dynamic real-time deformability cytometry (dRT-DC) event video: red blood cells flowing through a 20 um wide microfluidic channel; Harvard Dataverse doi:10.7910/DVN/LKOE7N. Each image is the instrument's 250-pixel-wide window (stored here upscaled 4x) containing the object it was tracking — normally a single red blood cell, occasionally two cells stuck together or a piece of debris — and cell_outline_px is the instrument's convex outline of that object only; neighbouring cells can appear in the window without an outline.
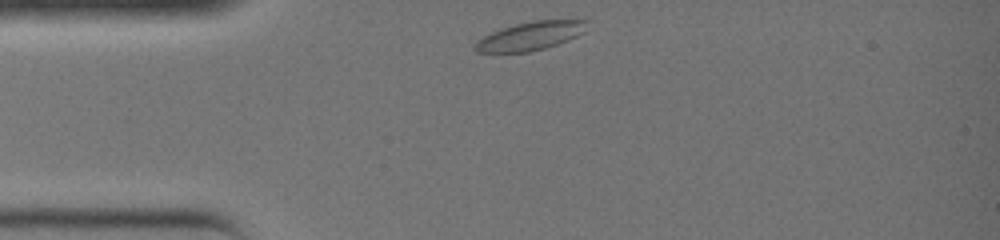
{"species": "common noctule bat (a hibernating species)", "species_latin": "Nyctalus noctula", "temperature_condition": "warm", "stored_images_in_passage": 24, "camera_frame_rate_fps": 3000, "um_per_image_px": 0.085, "animal": {"sex": "female", "body_mass_g": 19.0, "forearm_length_mm": 51.5}, "frame": {"image": 1, "passage_image": 1, "time_ms": 0.0, "image_size_px": [1000, 240], "cell_outline_px": [[592, 20], [584, 32], [568, 40], [544, 48], [528, 52], [476, 52], [472, 48], [476, 40], [492, 32], [516, 24], [532, 20]], "centroid_in_image_um": [45.1, 3.05], "position_along_channel_um": 39.9, "area_um2": 18.55}}
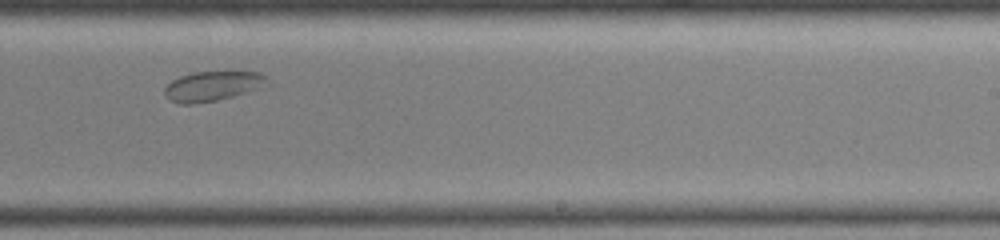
{"frame": {"image": 2, "passage_image": 16, "time_ms": 5.0, "image_size_px": [1000, 240], "cell_outline_px": [[272, 84], [268, 88], [216, 100], [196, 104], [180, 104], [168, 100], [164, 96], [164, 88], [172, 80], [180, 76], [192, 72], [256, 72], [264, 76]], "centroid_in_image_um": [18.11, 7.34], "position_along_channel_um": 270.9, "area_um2": 18.26}}
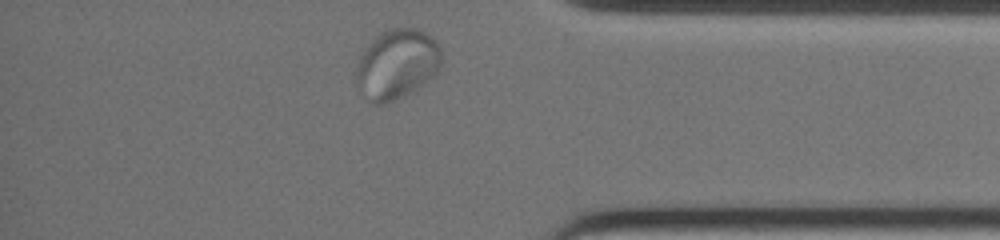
{"frame": {"image": 3, "passage_image": 24, "time_ms": 7.667, "image_size_px": [1000, 240], "cell_outline_px": [[440, 72], [412, 92], [388, 104], [372, 104], [356, 84], [352, 76], [360, 52], [380, 32], [388, 28], [416, 28], [432, 36], [440, 44]], "centroid_in_image_um": [33.71, 5.46], "position_along_channel_um": 401.5, "area_um2": 35.6}}